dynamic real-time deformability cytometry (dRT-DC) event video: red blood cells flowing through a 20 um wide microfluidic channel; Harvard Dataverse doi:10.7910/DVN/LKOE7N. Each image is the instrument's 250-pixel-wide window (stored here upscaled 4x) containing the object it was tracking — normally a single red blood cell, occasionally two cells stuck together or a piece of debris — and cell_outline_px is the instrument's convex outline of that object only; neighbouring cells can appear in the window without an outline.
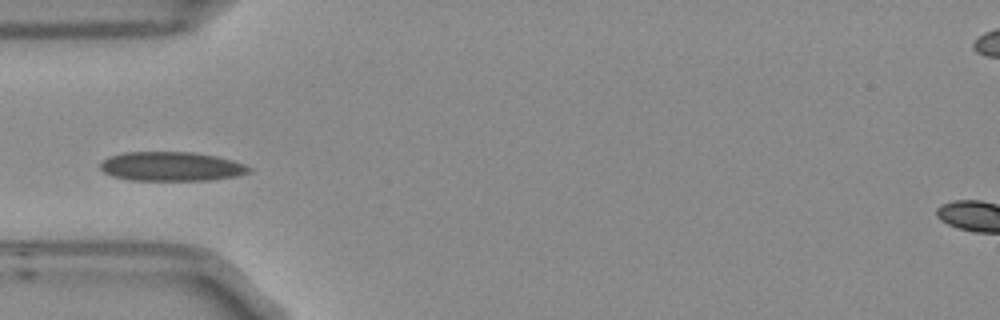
{"species": "Egyptian fruit bat (a non-hibernating species)", "species_latin": "Rousettus aegyptiacus", "temperature_condition": "room temperature", "stored_images_in_passage": 6, "camera_frame_rate_fps": 3000, "um_per_image_px": 0.085, "frame": {"image": 1, "passage_image": 3, "time_ms": 0.667, "image_size_px": [1000, 320], "cell_outline_px": [[252, 168], [248, 172], [236, 176], [208, 180], [128, 180], [112, 176], [104, 172], [100, 168], [100, 164], [108, 156], [124, 152], [192, 152], [216, 156], [232, 160], [244, 164]], "centroid_in_image_um": [14.53, 14.14], "position_along_channel_um": 70.5, "area_um2": 25.26}}